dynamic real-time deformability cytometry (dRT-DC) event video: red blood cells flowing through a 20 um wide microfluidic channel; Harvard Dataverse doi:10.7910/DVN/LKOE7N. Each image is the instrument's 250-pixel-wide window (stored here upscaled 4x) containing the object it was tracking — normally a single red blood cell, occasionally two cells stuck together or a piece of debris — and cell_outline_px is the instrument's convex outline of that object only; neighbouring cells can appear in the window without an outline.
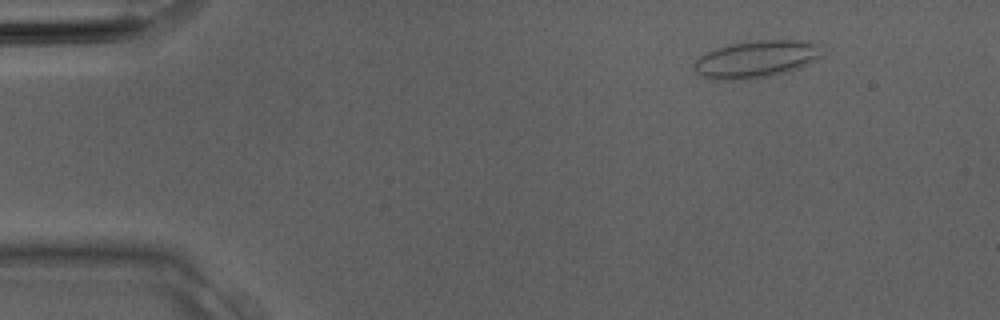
{"species": "Egyptian fruit bat (a non-hibernating species)", "species_latin": "Rousettus aegyptiacus", "temperature_condition": "room temperature", "stored_images_in_passage": 1, "camera_frame_rate_fps": 3000, "um_per_image_px": 0.085, "animal": {"sex": "male"}, "frame": {"image": 1, "passage_image": 1, "time_ms": 0.0, "image_size_px": [1000, 320], "cell_outline_px": [[820, 56], [816, 60], [808, 64], [796, 68], [768, 76], [748, 80], [716, 80], [704, 76], [696, 72], [692, 64], [700, 56], [716, 48], [728, 44], [756, 40], [804, 40], [820, 44]], "centroid_in_image_um": [64.25, 5.02], "position_along_channel_um": 20.7, "area_um2": 27.63}}